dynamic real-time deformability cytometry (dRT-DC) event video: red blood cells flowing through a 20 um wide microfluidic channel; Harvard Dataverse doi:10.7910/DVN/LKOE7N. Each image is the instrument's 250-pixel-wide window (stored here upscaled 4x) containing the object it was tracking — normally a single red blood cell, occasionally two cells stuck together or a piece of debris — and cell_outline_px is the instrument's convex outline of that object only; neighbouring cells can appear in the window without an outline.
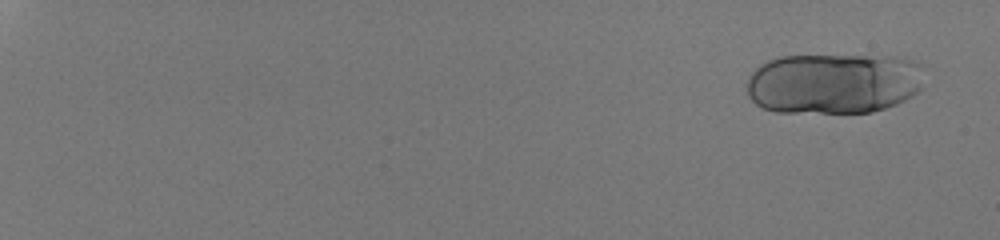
{"species": "human", "species_latin": "Homo sapiens", "temperature_condition": "room temperature", "stored_images_in_passage": 28, "camera_frame_rate_fps": 3000, "um_per_image_px": 0.085, "donor": {"sex": "male"}, "frame": {"image": 1, "passage_image": 4, "time_ms": 1.0, "image_size_px": [1000, 240], "cell_outline_px": [[924, 68], [920, 88], [912, 96], [896, 104], [872, 112], [776, 112], [764, 108], [756, 104], [748, 96], [748, 76], [760, 64], [768, 60], [780, 56], [896, 56], [912, 60], [920, 64]], "centroid_in_image_um": [70.87, 7.08], "position_along_channel_um": 14.1, "area_um2": 63.18}}
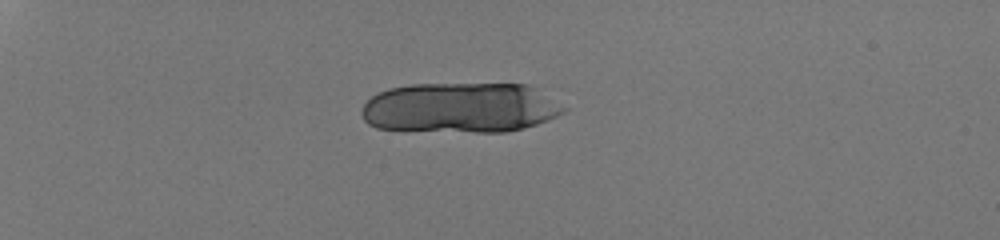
{"frame": {"image": 2, "passage_image": 18, "time_ms": 5.667, "image_size_px": [1000, 240], "cell_outline_px": [[568, 108], [564, 112], [548, 120], [524, 128], [508, 132], [476, 132], [376, 128], [368, 124], [364, 120], [360, 112], [364, 104], [372, 96], [388, 88], [412, 84], [528, 84], [536, 88]], "centroid_in_image_um": [39.14, 9.15], "position_along_channel_um": 45.9, "area_um2": 59.25}}